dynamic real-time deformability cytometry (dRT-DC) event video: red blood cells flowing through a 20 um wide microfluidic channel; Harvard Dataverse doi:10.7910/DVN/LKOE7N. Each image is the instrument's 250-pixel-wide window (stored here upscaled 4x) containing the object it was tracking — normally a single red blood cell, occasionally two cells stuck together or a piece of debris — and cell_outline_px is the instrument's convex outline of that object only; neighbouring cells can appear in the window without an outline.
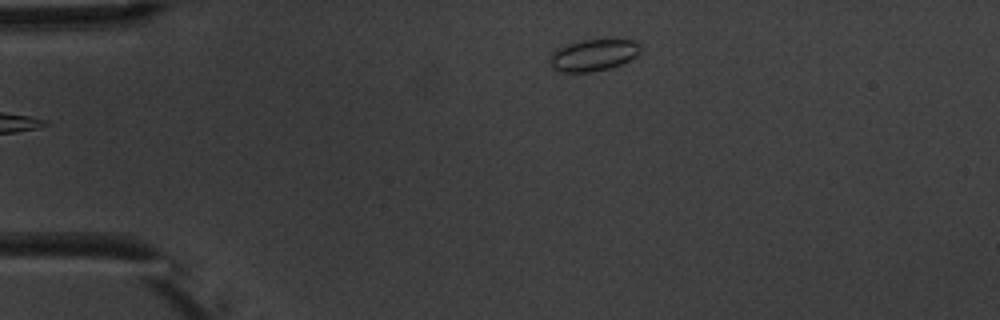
{"species": "common noctule bat (a hibernating species)", "species_latin": "Nyctalus noctula", "temperature_condition": "warm", "stored_images_in_passage": 2, "camera_frame_rate_fps": 3000, "um_per_image_px": 0.085, "animal": {"sex": "male", "body_mass_g": 20.1, "forearm_length_mm": 53.5}, "frame": {"image": 1, "passage_image": 2, "time_ms": 1.333, "image_size_px": [1000, 320], "cell_outline_px": [[640, 52], [636, 56], [620, 64], [608, 68], [588, 72], [560, 72], [552, 68], [552, 52], [556, 48], [580, 40], [636, 40], [640, 44]], "centroid_in_image_um": [50.44, 4.67], "position_along_channel_um": 34.6, "area_um2": 16.47}}